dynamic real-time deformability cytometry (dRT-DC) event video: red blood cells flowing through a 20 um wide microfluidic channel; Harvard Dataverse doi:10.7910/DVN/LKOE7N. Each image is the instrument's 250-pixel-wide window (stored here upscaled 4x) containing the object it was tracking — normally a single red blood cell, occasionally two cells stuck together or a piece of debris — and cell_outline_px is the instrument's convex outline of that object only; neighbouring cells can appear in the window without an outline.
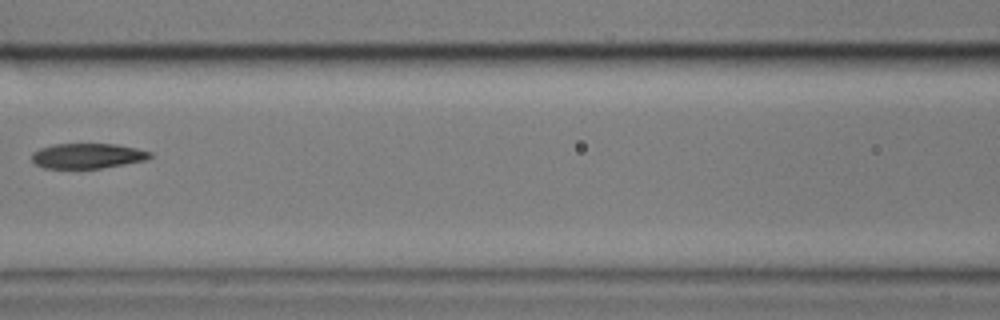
{"species": "common noctule bat (a hibernating species)", "species_latin": "Nyctalus noctula", "temperature_condition": "cold", "stored_images_in_passage": 6, "camera_frame_rate_fps": 3000, "um_per_image_px": 0.085, "animal": {"sex": "male", "body_mass_g": 17.9}, "frame": {"image": 1, "passage_image": 6, "time_ms": 5.667, "image_size_px": [1000, 320], "cell_outline_px": [[152, 156], [144, 160], [124, 164], [100, 168], [44, 168], [36, 164], [32, 160], [32, 152], [40, 148], [52, 144], [112, 144], [136, 148], [152, 152]], "centroid_in_image_um": [7.41, 13.24], "position_along_channel_um": 159.2, "area_um2": 17.17}}